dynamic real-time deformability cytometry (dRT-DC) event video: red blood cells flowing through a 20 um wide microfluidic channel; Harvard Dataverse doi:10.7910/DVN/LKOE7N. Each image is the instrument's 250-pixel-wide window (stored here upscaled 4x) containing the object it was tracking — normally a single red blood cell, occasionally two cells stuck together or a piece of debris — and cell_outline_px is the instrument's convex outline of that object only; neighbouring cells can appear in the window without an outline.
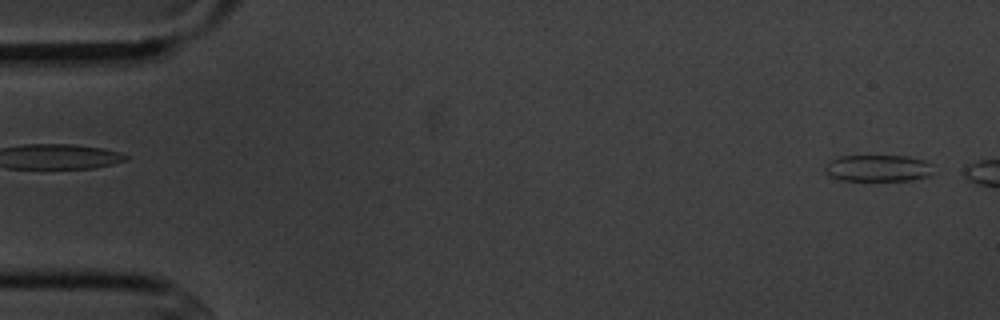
{"species": "common noctule bat (a hibernating species)", "species_latin": "Nyctalus noctula", "temperature_condition": "cold", "stored_images_in_passage": 6, "camera_frame_rate_fps": 3000, "um_per_image_px": 0.085, "animal": {"sex": "male", "body_mass_g": 20.1, "forearm_length_mm": 53.5}, "frame": {"image": 1, "passage_image": 6, "time_ms": 6.0, "image_size_px": [1000, 320], "cell_outline_px": [[932, 176], [912, 180], [840, 180], [828, 176], [824, 172], [824, 164], [840, 156], [908, 156], [924, 160], [932, 164]], "centroid_in_image_um": [74.62, 14.3], "position_along_channel_um": 10.4, "area_um2": 17.05}}